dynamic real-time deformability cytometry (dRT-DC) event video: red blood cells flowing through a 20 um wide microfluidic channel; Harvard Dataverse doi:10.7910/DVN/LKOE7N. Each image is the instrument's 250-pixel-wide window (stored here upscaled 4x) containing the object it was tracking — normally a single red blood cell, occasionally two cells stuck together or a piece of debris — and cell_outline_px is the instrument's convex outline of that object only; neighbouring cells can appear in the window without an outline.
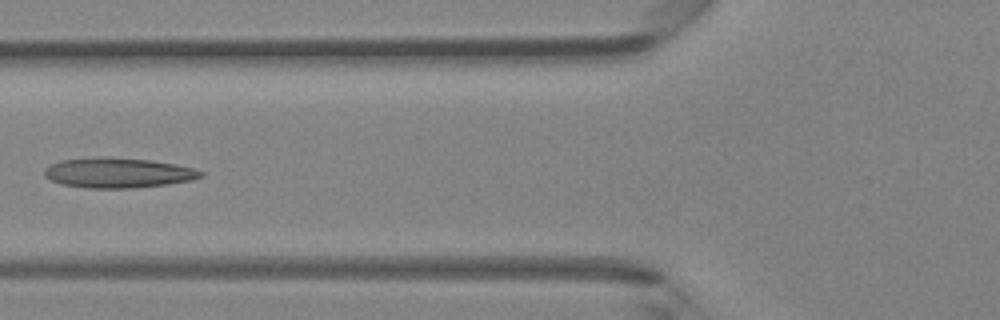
{"species": "Egyptian fruit bat (a non-hibernating species)", "species_latin": "Rousettus aegyptiacus", "temperature_condition": "room temperature", "stored_images_in_passage": 5, "camera_frame_rate_fps": 3000, "um_per_image_px": 0.085, "animal": {"sex": "female"}, "frame": {"image": 1, "passage_image": 5, "time_ms": 4.667, "image_size_px": [1000, 320], "cell_outline_px": [[204, 176], [192, 180], [168, 184], [136, 188], [84, 188], [64, 184], [52, 180], [44, 176], [44, 168], [60, 160], [148, 160], [176, 164], [192, 168], [204, 172]], "centroid_in_image_um": [10.1, 14.75], "position_along_channel_um": 115.7, "area_um2": 26.18}}